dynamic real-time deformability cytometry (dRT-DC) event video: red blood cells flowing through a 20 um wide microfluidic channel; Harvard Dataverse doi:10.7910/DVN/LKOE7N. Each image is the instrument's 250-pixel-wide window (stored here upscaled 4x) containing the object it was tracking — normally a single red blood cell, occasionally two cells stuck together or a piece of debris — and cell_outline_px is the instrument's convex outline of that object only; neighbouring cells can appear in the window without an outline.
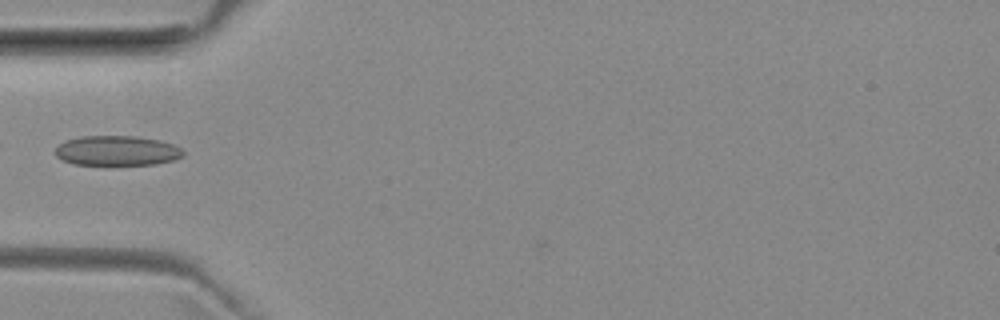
{"species": "common noctule bat (a hibernating species)", "species_latin": "Nyctalus noctula", "temperature_condition": "room temperature", "stored_images_in_passage": 35, "camera_frame_rate_fps": 3000, "um_per_image_px": 0.085, "animal": {"sex": "female", "body_mass_g": 29.2, "forearm_length_mm": 56.3}, "frame": {"image": 1, "passage_image": 2, "time_ms": 0.333, "image_size_px": [1000, 320], "cell_outline_px": [[184, 156], [172, 160], [152, 164], [72, 164], [56, 156], [56, 148], [60, 144], [68, 140], [80, 136], [136, 136], [160, 140], [172, 144], [180, 148], [184, 152]], "centroid_in_image_um": [9.95, 12.8], "position_along_channel_um": 75.0, "area_um2": 21.96}}
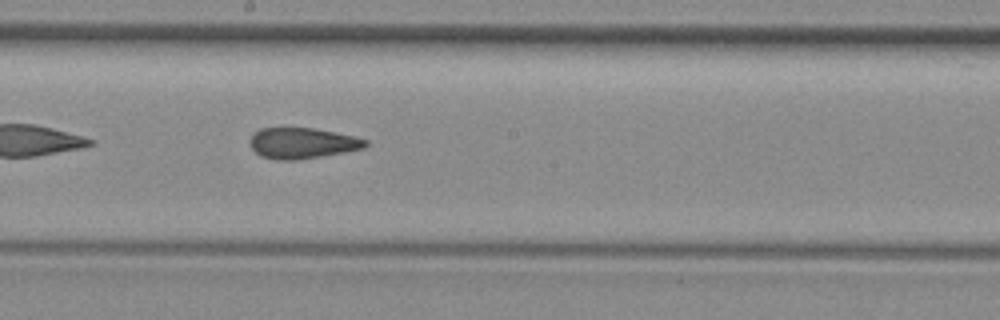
{"frame": {"image": 2, "passage_image": 13, "time_ms": 4.0, "image_size_px": [1000, 320], "cell_outline_px": [[368, 144], [364, 148], [344, 152], [296, 160], [276, 160], [260, 156], [252, 148], [252, 136], [260, 128], [312, 128], [336, 132], [368, 140]], "centroid_in_image_um": [25.72, 12.17], "position_along_channel_um": 222.5, "area_um2": 20.46}}
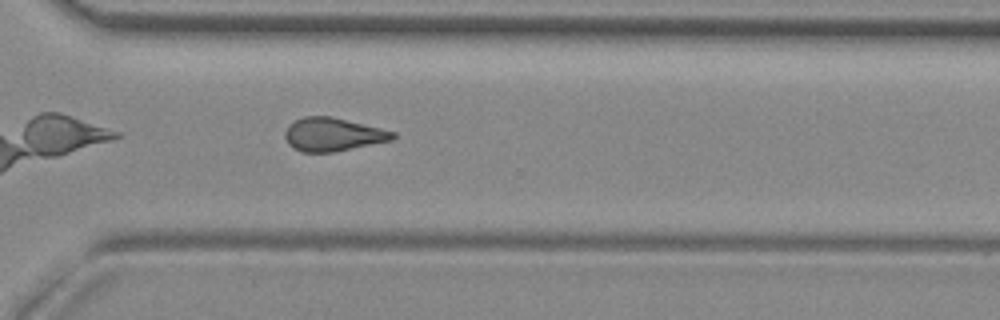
{"frame": {"image": 3, "passage_image": 22, "time_ms": 7.0, "image_size_px": [1000, 320], "cell_outline_px": [[396, 136], [392, 140], [332, 152], [300, 152], [292, 148], [288, 144], [284, 136], [284, 132], [288, 124], [304, 116], [332, 116], [396, 132]], "centroid_in_image_um": [28.25, 11.42], "position_along_channel_um": 342.3, "area_um2": 20.98}, "authors_computed_cell_mechanics": {"area_um2": 20.9814, "velocity_mm_per_s": 4.0046, "shape_relaxation_time_tau1_ms": null, "shape_relaxation_time_tau2_ms": 2.4973, "deformation_change_tau1": null, "deformation_change_tau2": 0.0961}}